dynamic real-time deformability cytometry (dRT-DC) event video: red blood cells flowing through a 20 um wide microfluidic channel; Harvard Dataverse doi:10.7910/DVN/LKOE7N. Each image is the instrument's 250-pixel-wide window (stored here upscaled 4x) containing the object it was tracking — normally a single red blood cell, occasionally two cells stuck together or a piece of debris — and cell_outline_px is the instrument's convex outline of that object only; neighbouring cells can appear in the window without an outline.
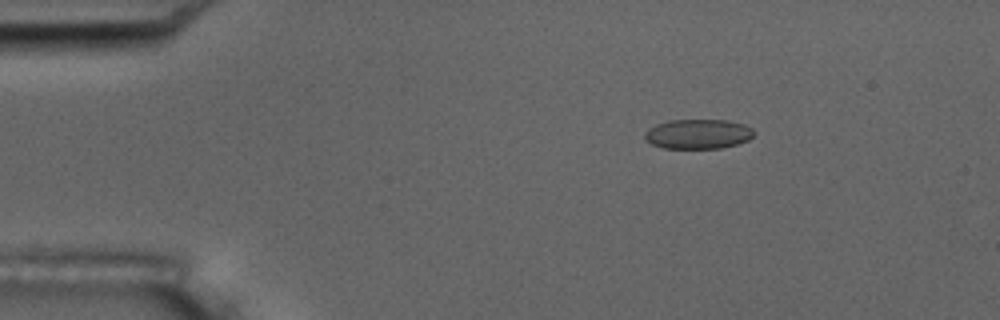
{"species": "common noctule bat (a hibernating species)", "species_latin": "Nyctalus noctula", "temperature_condition": "room temperature", "stored_images_in_passage": 54, "camera_frame_rate_fps": 3000, "um_per_image_px": 0.085, "animal": {"sex": "male", "body_mass_g": 17.5, "forearm_length_mm": 52.3}, "frame": {"image": 1, "passage_image": 9, "time_ms": 2.667, "image_size_px": [1000, 320], "cell_outline_px": [[756, 132], [748, 140], [736, 144], [720, 148], [664, 148], [652, 144], [644, 140], [644, 132], [648, 128], [656, 124], [668, 120], [724, 120], [744, 124], [752, 128]], "centroid_in_image_um": [59.3, 11.38], "position_along_channel_um": 25.7, "area_um2": 18.96}}
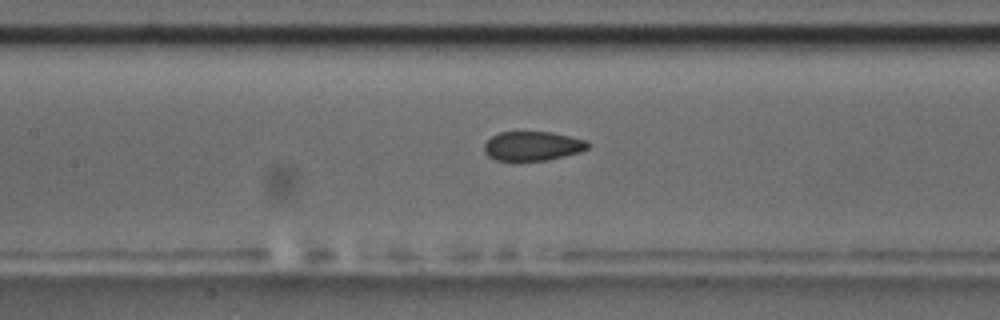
{"frame": {"image": 2, "passage_image": 25, "time_ms": 8.0, "image_size_px": [1000, 320], "cell_outline_px": [[592, 144], [588, 148], [580, 152], [548, 160], [496, 160], [488, 156], [484, 152], [484, 144], [492, 136], [500, 132], [552, 132], [588, 140]], "centroid_in_image_um": [45.31, 12.4], "position_along_channel_um": 162.1, "area_um2": 17.74}}
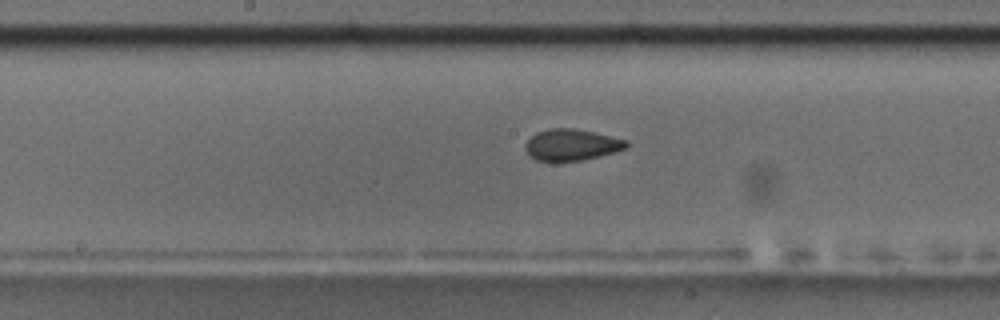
{"frame": {"image": 3, "passage_image": 28, "time_ms": 9.0, "image_size_px": [1000, 320], "cell_outline_px": [[628, 148], [580, 160], [560, 164], [536, 160], [524, 148], [524, 144], [536, 132], [548, 128], [576, 128], [628, 140]], "centroid_in_image_um": [48.54, 12.32], "position_along_channel_um": 199.7, "area_um2": 18.79}, "authors_computed_cell_mechanics": {"area_um2": 18.9295, "velocity_mm_per_s": 3.7723, "shape_relaxation_time_tau1_ms": 11.0005, "shape_relaxation_time_tau2_ms": 1.2416, "deformation_change_tau1": 0.1606, "deformation_change_tau2": 0.0722}}